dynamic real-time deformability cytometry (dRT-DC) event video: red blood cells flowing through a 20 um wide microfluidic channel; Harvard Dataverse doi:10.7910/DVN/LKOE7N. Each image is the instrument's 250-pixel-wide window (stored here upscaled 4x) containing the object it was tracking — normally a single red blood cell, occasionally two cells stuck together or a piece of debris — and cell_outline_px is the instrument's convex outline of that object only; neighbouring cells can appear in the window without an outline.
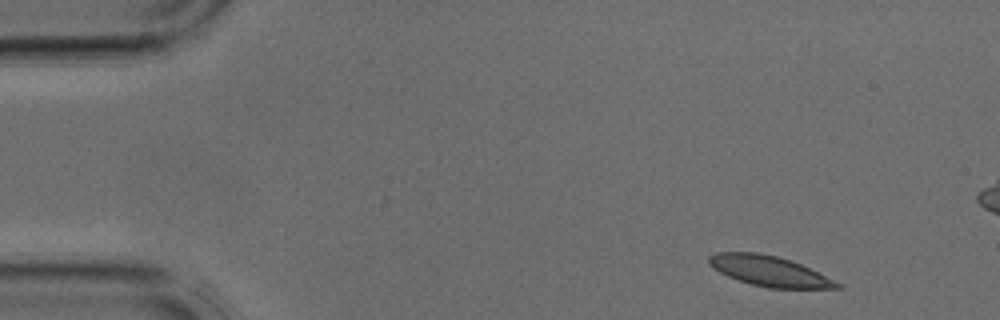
{"species": "common noctule bat (a hibernating species)", "species_latin": "Nyctalus noctula", "temperature_condition": "cold", "stored_images_in_passage": 4, "camera_frame_rate_fps": 3000, "um_per_image_px": 0.085, "animal": {"sex": "male", "body_mass_g": 17.9, "forearm_length_mm": 54.2}, "frame": {"image": 1, "passage_image": 1, "time_ms": 0.0, "image_size_px": [1000, 320], "cell_outline_px": [[844, 288], [768, 288], [752, 284], [728, 276], [712, 268], [708, 264], [708, 256], [716, 252], [756, 252], [776, 256], [800, 264], [840, 284]], "centroid_in_image_um": [65.31, 23.03], "position_along_channel_um": 19.7, "area_um2": 22.14}}